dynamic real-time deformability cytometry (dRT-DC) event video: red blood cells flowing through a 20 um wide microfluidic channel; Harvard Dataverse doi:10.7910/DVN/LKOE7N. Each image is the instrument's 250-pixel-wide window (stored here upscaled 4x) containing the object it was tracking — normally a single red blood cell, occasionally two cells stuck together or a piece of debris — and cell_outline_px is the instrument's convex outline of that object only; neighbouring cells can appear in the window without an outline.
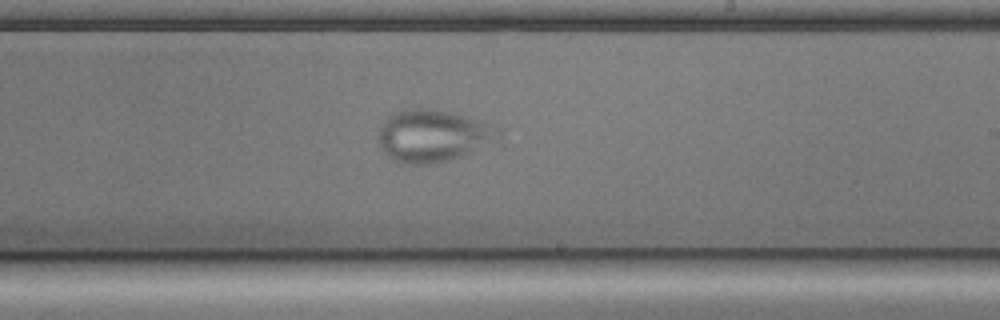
{"species": "common noctule bat (a hibernating species)", "species_latin": "Nyctalus noctula", "temperature_condition": "cold", "stored_images_in_passage": 41, "camera_frame_rate_fps": 3000, "um_per_image_px": 0.085, "animal": {"sex": "male", "body_mass_g": 17.9, "forearm_length_mm": 54.2}, "frame": {"image": 1, "passage_image": 17, "time_ms": 5.333, "image_size_px": [1000, 320], "cell_outline_px": [[504, 136], [500, 140], [460, 156], [448, 160], [432, 164], [408, 164], [392, 160], [388, 156], [376, 140], [376, 136], [380, 124], [392, 112], [404, 108], [420, 108], [444, 112], [464, 116], [500, 128]], "centroid_in_image_um": [36.76, 11.55], "position_along_channel_um": 252.2, "area_um2": 36.65}}